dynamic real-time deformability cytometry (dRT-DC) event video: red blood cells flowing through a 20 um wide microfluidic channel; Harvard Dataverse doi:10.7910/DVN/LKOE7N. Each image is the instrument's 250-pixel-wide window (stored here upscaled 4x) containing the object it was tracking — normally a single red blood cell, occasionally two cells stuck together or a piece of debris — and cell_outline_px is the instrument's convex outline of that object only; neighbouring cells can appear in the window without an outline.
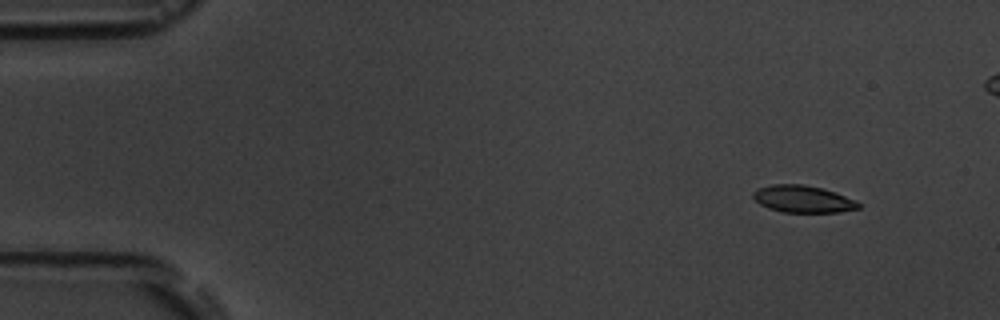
{"species": "common noctule bat (a hibernating species)", "species_latin": "Nyctalus noctula", "temperature_condition": "room temperature", "stored_images_in_passage": 10, "camera_frame_rate_fps": 3000, "um_per_image_px": 0.085, "animal": {"sex": "male", "body_mass_g": 19.5, "forearm_length_mm": 54.6}, "frame": {"image": 1, "passage_image": 1, "time_ms": 0.0, "image_size_px": [1000, 320], "cell_outline_px": [[860, 208], [840, 212], [784, 212], [768, 208], [760, 204], [752, 196], [752, 192], [760, 188], [772, 184], [804, 184], [824, 188], [836, 192], [856, 200], [860, 204]], "centroid_in_image_um": [68.28, 16.91], "position_along_channel_um": 16.7, "area_um2": 16.7}}
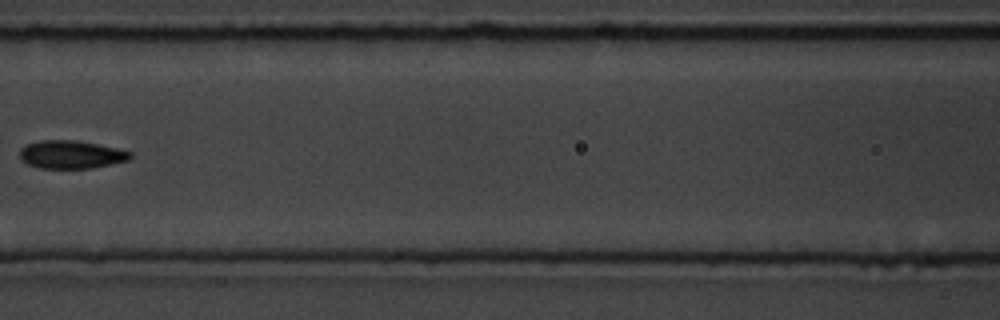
{"frame": {"image": 2, "passage_image": 6, "time_ms": 6.667, "image_size_px": [1000, 320], "cell_outline_px": [[132, 156], [128, 160], [112, 164], [92, 168], [40, 168], [28, 164], [20, 160], [20, 148], [24, 144], [40, 140], [76, 140], [116, 148], [132, 152]], "centroid_in_image_um": [6.01, 13.13], "position_along_channel_um": 160.6, "area_um2": 18.15}}
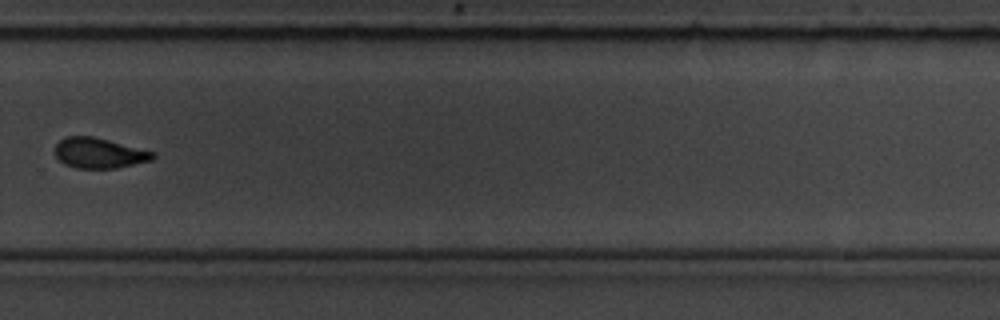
{"frame": {"image": 3, "passage_image": 10, "time_ms": 11.0, "image_size_px": [1000, 320], "cell_outline_px": [[156, 156], [152, 160], [116, 168], [76, 168], [64, 164], [56, 156], [56, 144], [60, 140], [68, 136], [92, 136], [156, 152]], "centroid_in_image_um": [8.45, 13.01], "position_along_channel_um": 321.4, "area_um2": 17.17}}